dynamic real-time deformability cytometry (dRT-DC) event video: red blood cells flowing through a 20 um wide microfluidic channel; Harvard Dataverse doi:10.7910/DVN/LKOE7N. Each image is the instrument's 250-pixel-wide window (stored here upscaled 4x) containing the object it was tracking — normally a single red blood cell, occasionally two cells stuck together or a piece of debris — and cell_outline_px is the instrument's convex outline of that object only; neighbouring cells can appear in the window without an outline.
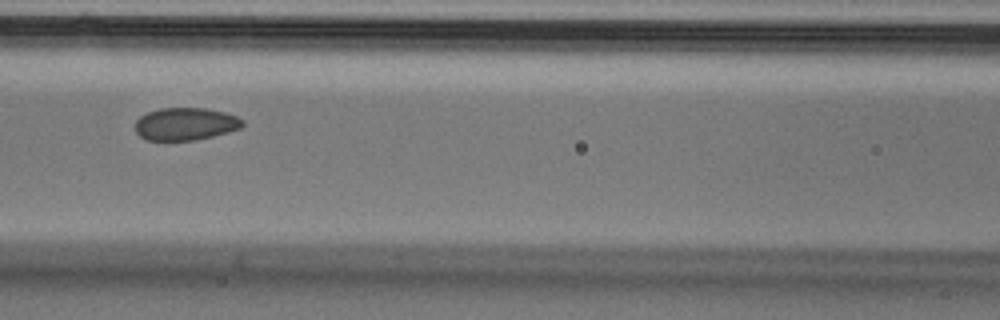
{"species": "Egyptian fruit bat (a non-hibernating species)", "species_latin": "Rousettus aegyptiacus", "temperature_condition": "cold", "stored_images_in_passage": 6, "camera_frame_rate_fps": 3000, "um_per_image_px": 0.085, "animal": {"sex": "male"}, "frame": {"image": 1, "passage_image": 4, "time_ms": 1.0, "image_size_px": [1000, 320], "cell_outline_px": [[244, 124], [240, 128], [228, 132], [196, 140], [144, 140], [136, 132], [136, 120], [140, 116], [148, 112], [160, 108], [204, 108], [224, 112], [236, 116], [244, 120]], "centroid_in_image_um": [15.76, 10.54], "position_along_channel_um": 150.8, "area_um2": 20.35}}
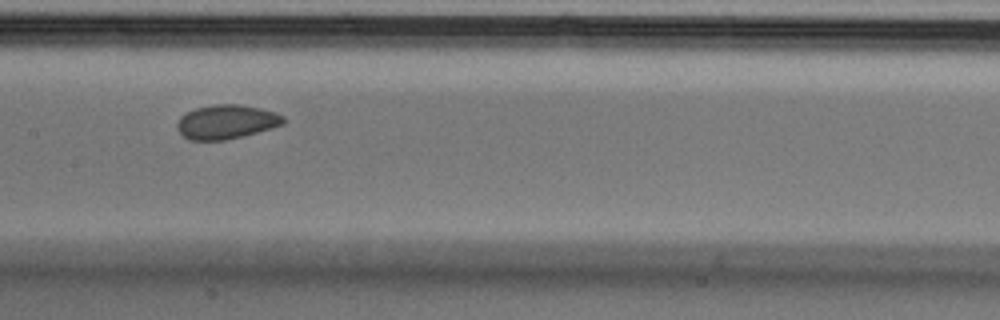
{"frame": {"image": 2, "passage_image": 5, "time_ms": 1.333, "image_size_px": [1000, 320], "cell_outline_px": [[284, 124], [272, 128], [224, 140], [188, 140], [176, 128], [176, 124], [180, 116], [196, 108], [216, 104], [240, 104], [260, 108], [276, 112], [284, 116]], "centroid_in_image_um": [19.24, 10.35], "position_along_channel_um": 188.2, "area_um2": 21.04}}
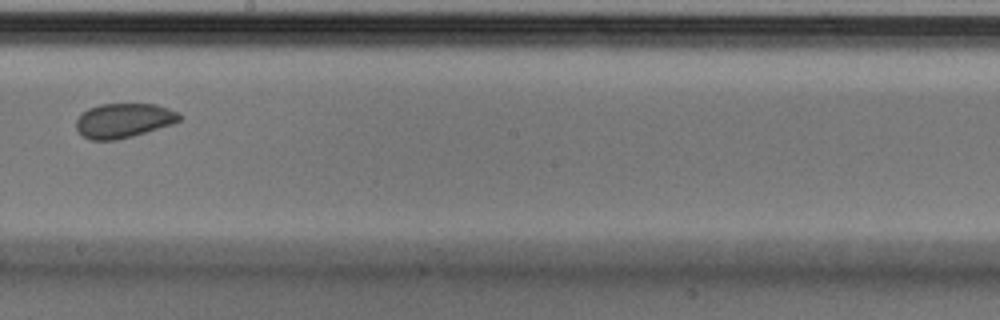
{"frame": {"image": 3, "passage_image": 6, "time_ms": 1.667, "image_size_px": [1000, 320], "cell_outline_px": [[180, 120], [172, 124], [132, 136], [116, 140], [92, 140], [84, 136], [76, 128], [76, 120], [88, 108], [100, 104], [156, 104], [168, 108], [176, 112], [180, 116]], "centroid_in_image_um": [10.5, 10.24], "position_along_channel_um": 237.7, "area_um2": 20.46}}